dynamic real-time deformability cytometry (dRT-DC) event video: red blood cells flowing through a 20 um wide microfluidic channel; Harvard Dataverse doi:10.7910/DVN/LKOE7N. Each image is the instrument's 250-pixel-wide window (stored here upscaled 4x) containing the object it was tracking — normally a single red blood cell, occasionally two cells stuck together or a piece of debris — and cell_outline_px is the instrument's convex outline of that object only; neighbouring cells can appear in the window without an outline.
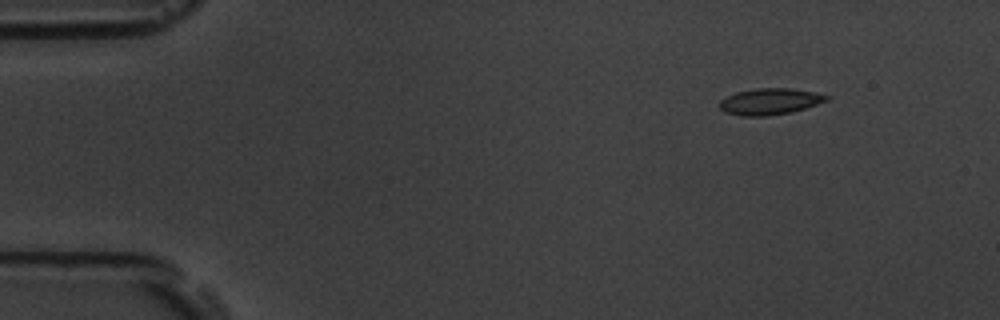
{"species": "common noctule bat (a hibernating species)", "species_latin": "Nyctalus noctula", "temperature_condition": "room temperature", "stored_images_in_passage": 12, "camera_frame_rate_fps": 3000, "um_per_image_px": 0.085, "animal": {"sex": "male", "body_mass_g": 19.5, "forearm_length_mm": 54.6}, "frame": {"image": 1, "passage_image": 1, "time_ms": 0.0, "image_size_px": [1000, 320], "cell_outline_px": [[832, 96], [828, 100], [792, 112], [768, 116], [740, 116], [724, 112], [720, 108], [720, 100], [736, 92], [756, 88], [788, 88], [816, 92]], "centroid_in_image_um": [65.45, 8.63], "position_along_channel_um": 19.6, "area_um2": 16.47}}